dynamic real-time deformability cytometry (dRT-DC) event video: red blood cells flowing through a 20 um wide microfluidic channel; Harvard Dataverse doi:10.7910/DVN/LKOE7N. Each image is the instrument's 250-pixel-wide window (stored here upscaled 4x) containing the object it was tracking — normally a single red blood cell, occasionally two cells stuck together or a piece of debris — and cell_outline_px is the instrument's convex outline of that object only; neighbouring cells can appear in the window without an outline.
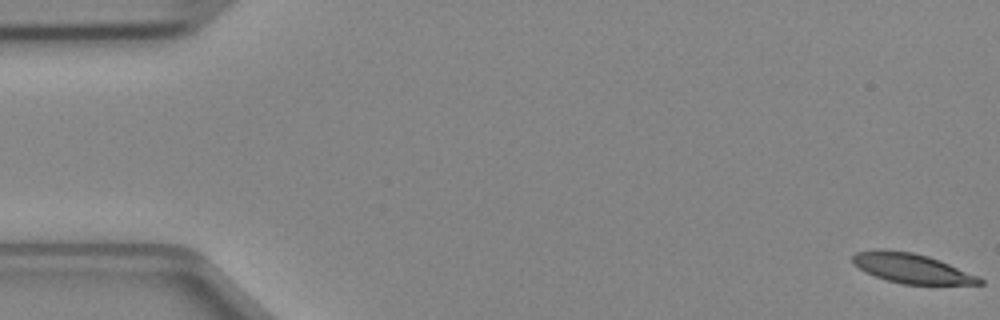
{"species": "Egyptian fruit bat (a non-hibernating species)", "species_latin": "Rousettus aegyptiacus", "temperature_condition": "cold", "stored_images_in_passage": 48, "camera_frame_rate_fps": 3000, "um_per_image_px": 0.085, "animal": {"sex": "female"}, "frame": {"image": 1, "passage_image": 1, "time_ms": 0.0, "image_size_px": [1000, 320], "cell_outline_px": [[984, 284], [900, 284], [876, 276], [852, 264], [852, 256], [856, 252], [876, 248], [880, 248], [912, 252], [928, 256], [940, 260], [976, 276], [984, 280]], "centroid_in_image_um": [77.44, 22.78], "position_along_channel_um": 7.6, "area_um2": 21.79}}
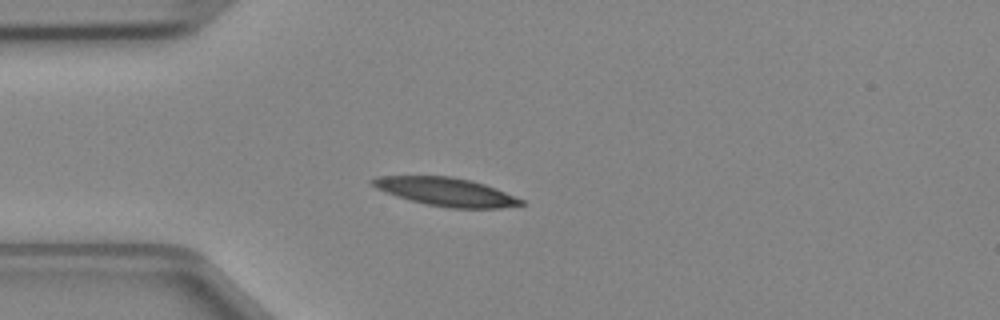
{"frame": {"image": 2, "passage_image": 13, "time_ms": 4.0, "image_size_px": [1000, 320], "cell_outline_px": [[524, 204], [500, 208], [448, 208], [428, 204], [396, 196], [376, 188], [368, 180], [376, 176], [452, 176], [484, 184], [496, 188], [524, 200]], "centroid_in_image_um": [37.9, 16.3], "position_along_channel_um": 47.1, "area_um2": 24.33}}
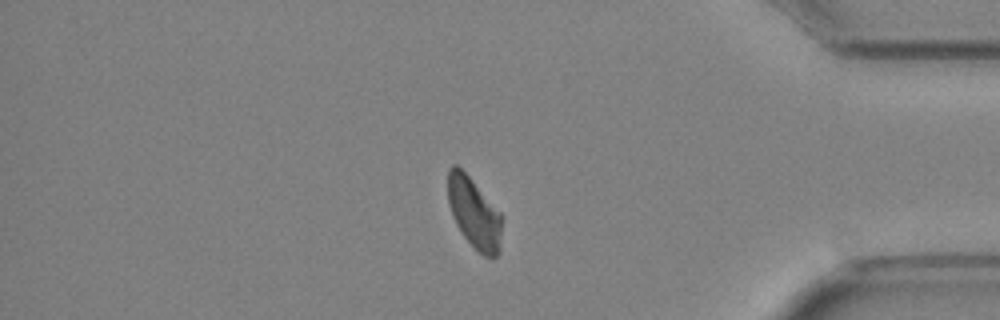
{"frame": {"image": 3, "passage_image": 41, "time_ms": 13.333, "image_size_px": [1000, 320], "cell_outline_px": [[500, 248], [496, 256], [492, 260], [484, 256], [464, 236], [456, 224], [448, 204], [448, 168], [452, 164], [456, 164], [472, 180], [500, 212]], "centroid_in_image_um": [40.27, 18.1], "position_along_channel_um": 394.9, "area_um2": 21.79}}